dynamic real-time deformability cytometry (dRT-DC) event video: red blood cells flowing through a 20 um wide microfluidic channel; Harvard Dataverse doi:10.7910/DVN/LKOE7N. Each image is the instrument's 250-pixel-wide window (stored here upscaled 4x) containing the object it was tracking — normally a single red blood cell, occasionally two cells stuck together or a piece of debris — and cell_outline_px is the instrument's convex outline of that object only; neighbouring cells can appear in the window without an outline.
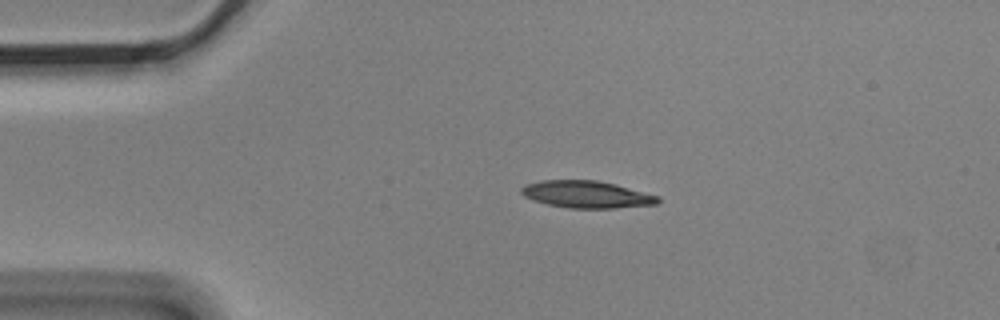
{"species": "Egyptian fruit bat (a non-hibernating species)", "species_latin": "Rousettus aegyptiacus", "temperature_condition": "cold", "stored_images_in_passage": 2, "camera_frame_rate_fps": 3000, "um_per_image_px": 0.085, "animal": {"sex": "male"}, "frame": {"image": 1, "passage_image": 1, "time_ms": 0.0, "image_size_px": [1000, 320], "cell_outline_px": [[660, 204], [616, 208], [568, 208], [548, 204], [532, 200], [524, 196], [520, 192], [520, 188], [524, 184], [540, 180], [596, 180], [616, 184], [660, 196]], "centroid_in_image_um": [49.87, 16.52], "position_along_channel_um": 35.1, "area_um2": 21.85}}